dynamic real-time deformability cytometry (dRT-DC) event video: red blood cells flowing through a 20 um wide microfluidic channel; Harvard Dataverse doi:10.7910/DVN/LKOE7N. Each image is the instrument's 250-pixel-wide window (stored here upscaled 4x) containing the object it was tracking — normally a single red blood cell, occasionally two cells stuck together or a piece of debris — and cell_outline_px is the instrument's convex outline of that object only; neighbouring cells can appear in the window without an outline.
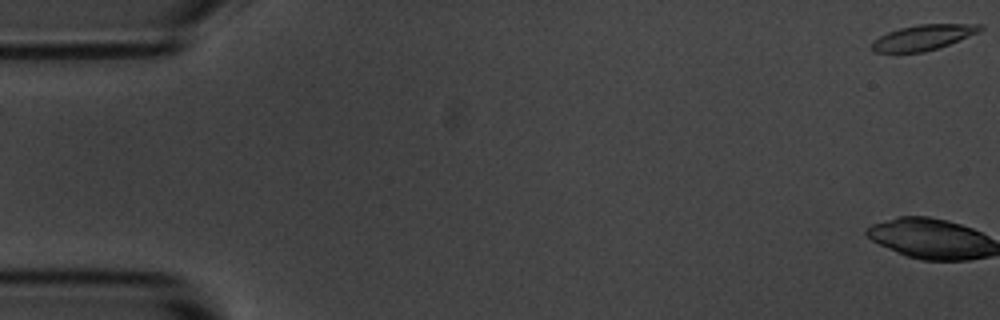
{"species": "common noctule bat (a hibernating species)", "species_latin": "Nyctalus noctula", "temperature_condition": "room temperature", "stored_images_in_passage": 15, "camera_frame_rate_fps": 3000, "um_per_image_px": 0.085, "animal": {"sex": "male", "body_mass_g": 20.1, "forearm_length_mm": 53.5}, "frame": {"image": 1, "passage_image": 1, "time_ms": 0.0, "image_size_px": [1000, 320], "cell_outline_px": [[984, 28], [980, 32], [948, 44], [924, 52], [872, 52], [872, 40], [888, 32], [900, 28], [916, 24], [984, 24]], "centroid_in_image_um": [78.48, 3.17], "position_along_channel_um": 6.5, "area_um2": 15.95}}